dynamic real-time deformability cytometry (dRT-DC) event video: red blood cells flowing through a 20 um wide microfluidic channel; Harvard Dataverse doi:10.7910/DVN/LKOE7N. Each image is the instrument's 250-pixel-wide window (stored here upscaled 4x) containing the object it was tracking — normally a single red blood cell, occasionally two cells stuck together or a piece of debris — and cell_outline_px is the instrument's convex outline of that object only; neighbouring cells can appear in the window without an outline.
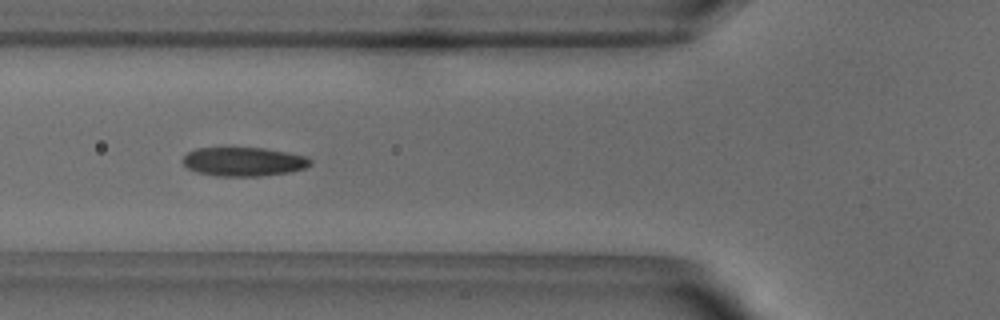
{"species": "common noctule bat (a hibernating species)", "species_latin": "Nyctalus noctula", "temperature_condition": "warm", "stored_images_in_passage": 40, "camera_frame_rate_fps": 3000, "um_per_image_px": 0.085, "animal": {"sex": "male", "body_mass_g": 18.8}, "frame": {"image": 1, "passage_image": 7, "time_ms": 2.0, "image_size_px": [1000, 320], "cell_outline_px": [[312, 164], [304, 168], [288, 172], [260, 176], [216, 176], [196, 172], [188, 168], [180, 160], [188, 152], [196, 148], [264, 148], [308, 156], [312, 160]], "centroid_in_image_um": [20.7, 13.74], "position_along_channel_um": 105.1, "area_um2": 21.56}}
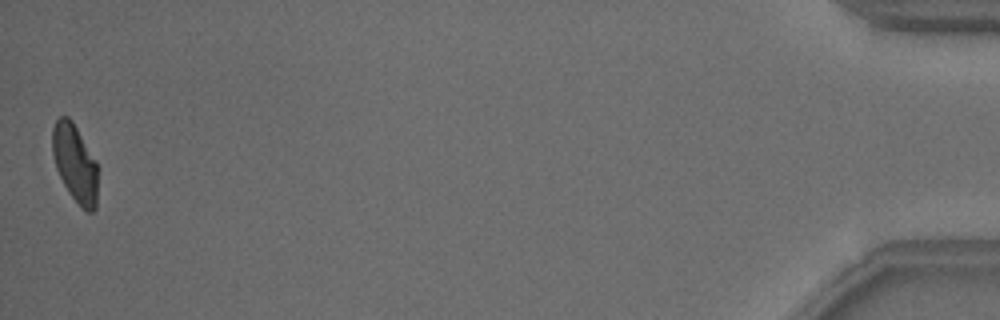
{"frame": {"image": 2, "passage_image": 40, "time_ms": 13.0, "image_size_px": [1000, 320], "cell_outline_px": [[100, 168], [96, 208], [92, 212], [88, 212], [80, 208], [68, 192], [56, 168], [52, 152], [52, 128], [56, 120], [60, 116], [68, 116], [72, 120], [96, 160]], "centroid_in_image_um": [6.42, 13.91], "position_along_channel_um": 428.8, "area_um2": 21.21}, "authors_computed_cell_mechanics": {"area_um2": 21.8195, "velocity_mm_per_s": 3.8396, "shape_relaxation_time_tau1_ms": 3.7458, "shape_relaxation_time_tau2_ms": 1.8386, "deformation_change_tau1": 0.1292, "deformation_change_tau2": 0.0672}}